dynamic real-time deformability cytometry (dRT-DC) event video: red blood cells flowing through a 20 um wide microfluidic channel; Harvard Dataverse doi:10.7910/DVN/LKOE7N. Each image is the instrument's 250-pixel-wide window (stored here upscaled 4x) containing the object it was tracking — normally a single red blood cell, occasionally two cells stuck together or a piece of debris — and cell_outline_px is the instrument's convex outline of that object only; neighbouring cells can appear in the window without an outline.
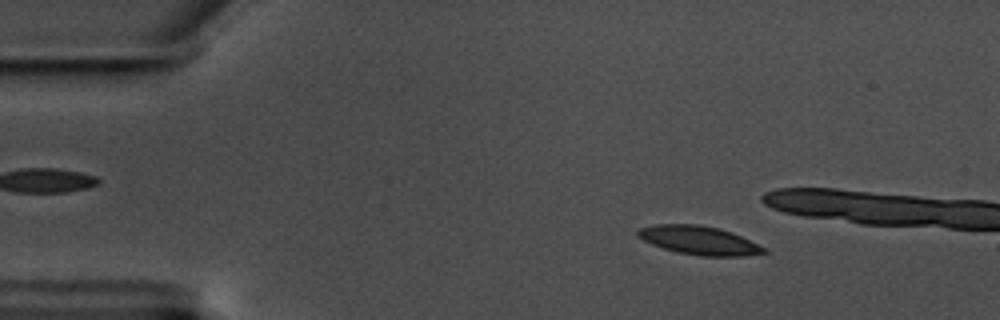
{"species": "common noctule bat (a hibernating species)", "species_latin": "Nyctalus noctula", "temperature_condition": "warm", "stored_images_in_passage": 46, "camera_frame_rate_fps": 3000, "um_per_image_px": 0.085, "animal": {"sex": "male", "body_mass_g": 17.5, "forearm_length_mm": 52.3}, "frame": {"image": 1, "passage_image": 9, "time_ms": 2.667, "image_size_px": [1000, 320], "cell_outline_px": [[768, 252], [744, 256], [700, 256], [676, 252], [652, 244], [636, 236], [636, 232], [640, 228], [656, 224], [696, 224], [720, 228], [732, 232], [768, 248]], "centroid_in_image_um": [59.45, 20.43], "position_along_channel_um": 25.5, "area_um2": 21.15}}
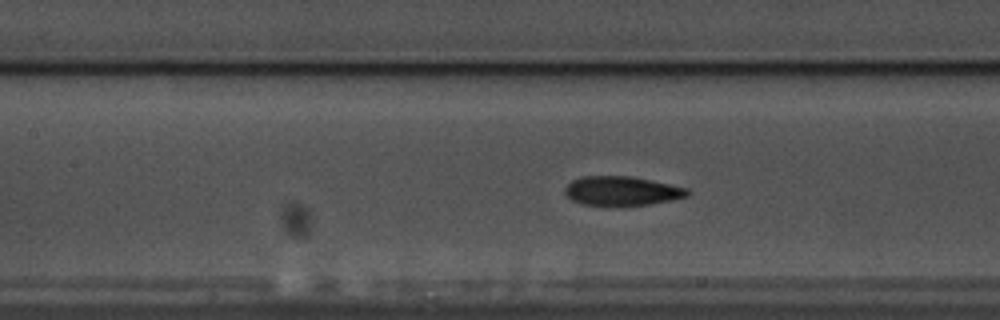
{"frame": {"image": 2, "passage_image": 26, "time_ms": 8.333, "image_size_px": [1000, 320], "cell_outline_px": [[692, 192], [688, 196], [652, 204], [612, 208], [584, 204], [572, 200], [564, 192], [564, 188], [572, 180], [580, 176], [632, 176], [688, 188]], "centroid_in_image_um": [52.85, 16.26], "position_along_channel_um": 154.5, "area_um2": 21.5}}
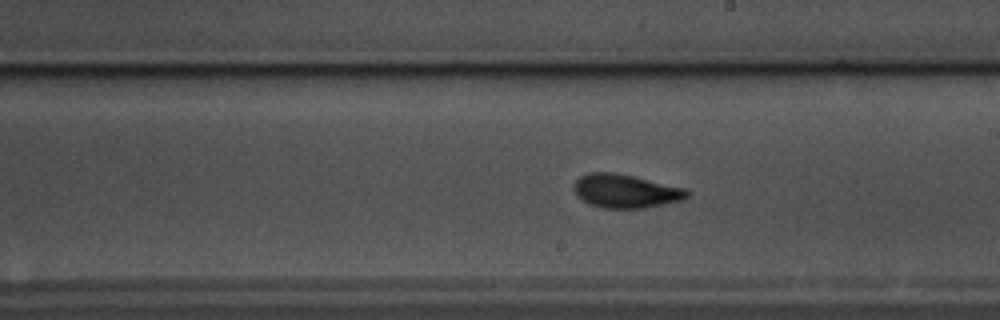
{"frame": {"image": 3, "passage_image": 33, "time_ms": 10.667, "image_size_px": [1000, 320], "cell_outline_px": [[692, 192], [684, 200], [644, 208], [600, 208], [588, 204], [576, 196], [572, 188], [572, 184], [580, 176], [588, 172], [612, 172], [632, 176], [684, 188]], "centroid_in_image_um": [53.13, 16.25], "position_along_channel_um": 235.9, "area_um2": 22.37}}